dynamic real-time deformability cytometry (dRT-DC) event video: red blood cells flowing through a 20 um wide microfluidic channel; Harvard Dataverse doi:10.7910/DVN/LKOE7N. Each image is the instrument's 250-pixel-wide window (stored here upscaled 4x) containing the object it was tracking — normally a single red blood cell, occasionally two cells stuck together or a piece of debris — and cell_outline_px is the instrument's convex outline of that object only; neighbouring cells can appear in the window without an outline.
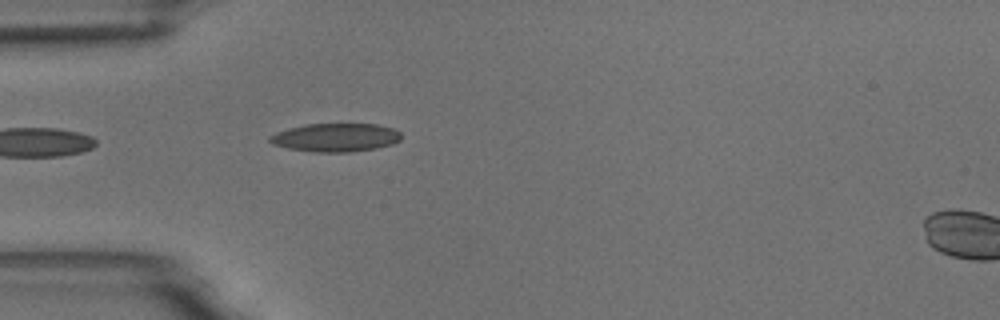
{"species": "common noctule bat (a hibernating species)", "species_latin": "Nyctalus noctula", "temperature_condition": "room temperature", "stored_images_in_passage": 6, "segment_of_instrument_passage": [1, 2], "camera_frame_rate_fps": 3000, "um_per_image_px": 0.085, "animal": {"sex": "male", "body_mass_g": 18.8}, "frame": {"image": 1, "passage_image": 5, "time_ms": 4.667, "image_size_px": [1000, 320], "cell_outline_px": [[400, 140], [392, 144], [376, 148], [352, 152], [312, 152], [288, 148], [272, 144], [268, 140], [268, 136], [276, 132], [288, 128], [308, 124], [376, 124], [392, 128], [400, 132]], "centroid_in_image_um": [28.5, 11.69], "position_along_channel_um": 56.5, "area_um2": 21.79}}